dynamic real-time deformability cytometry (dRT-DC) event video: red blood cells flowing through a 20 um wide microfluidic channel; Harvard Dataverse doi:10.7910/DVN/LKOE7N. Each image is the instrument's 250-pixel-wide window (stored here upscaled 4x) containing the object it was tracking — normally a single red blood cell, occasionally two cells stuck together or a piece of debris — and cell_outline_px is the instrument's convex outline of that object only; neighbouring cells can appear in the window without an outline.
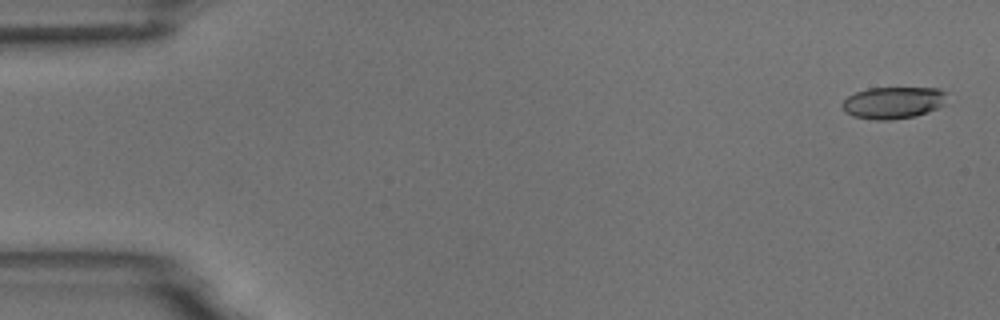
{"species": "common noctule bat (a hibernating species)", "species_latin": "Nyctalus noctula", "temperature_condition": "room temperature", "stored_images_in_passage": 5, "camera_frame_rate_fps": 3000, "um_per_image_px": 0.085, "animal": {"sex": "male", "body_mass_g": 18.8}, "frame": {"image": 1, "passage_image": 1, "time_ms": 0.0, "image_size_px": [1000, 320], "cell_outline_px": [[944, 104], [928, 112], [916, 116], [892, 120], [876, 120], [852, 116], [844, 112], [840, 104], [848, 96], [856, 92], [868, 88], [936, 88], [944, 92]], "centroid_in_image_um": [75.85, 8.74], "position_along_channel_um": 9.1, "area_um2": 19.42}}
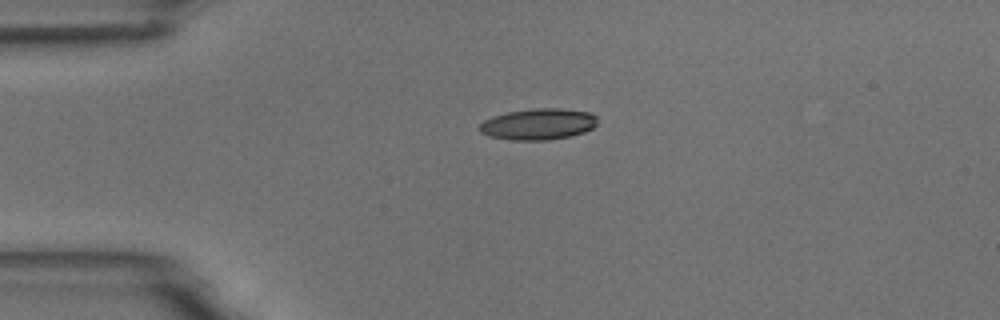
{"frame": {"image": 2, "passage_image": 4, "time_ms": 3.667, "image_size_px": [1000, 320], "cell_outline_px": [[596, 124], [592, 128], [584, 132], [572, 136], [548, 140], [512, 140], [488, 136], [480, 132], [480, 124], [484, 120], [492, 116], [508, 112], [536, 108], [560, 108], [588, 112], [596, 116]], "centroid_in_image_um": [45.74, 10.56], "position_along_channel_um": 39.3, "area_um2": 21.44}}